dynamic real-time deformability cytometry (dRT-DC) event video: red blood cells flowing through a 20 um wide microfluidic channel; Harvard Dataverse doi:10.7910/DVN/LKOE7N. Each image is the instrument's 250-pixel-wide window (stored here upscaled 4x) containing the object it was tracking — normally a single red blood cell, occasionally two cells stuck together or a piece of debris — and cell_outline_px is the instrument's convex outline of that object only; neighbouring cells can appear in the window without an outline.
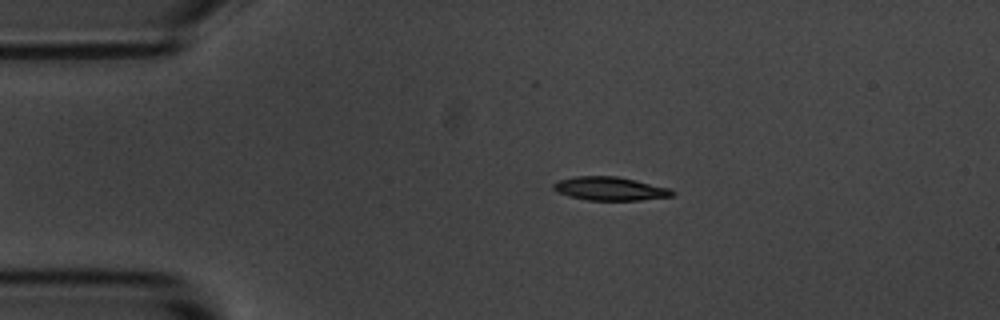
{"species": "common noctule bat (a hibernating species)", "species_latin": "Nyctalus noctula", "temperature_condition": "room temperature", "stored_images_in_passage": 45, "camera_frame_rate_fps": 3000, "um_per_image_px": 0.085, "animal": {"sex": "male", "body_mass_g": 20.1, "forearm_length_mm": 53.5}, "frame": {"image": 1, "passage_image": 1, "time_ms": 0.0, "image_size_px": [1000, 320], "cell_outline_px": [[676, 192], [672, 196], [640, 200], [588, 200], [568, 196], [556, 192], [552, 188], [552, 184], [556, 180], [576, 176], [616, 176], [636, 180], [668, 188]], "centroid_in_image_um": [51.79, 16.03], "position_along_channel_um": 33.2, "area_um2": 16.36}}
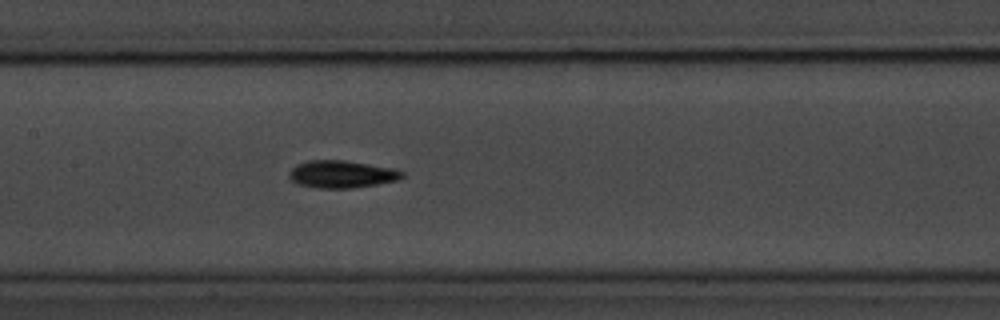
{"frame": {"image": 2, "passage_image": 16, "time_ms": 5.0, "image_size_px": [1000, 320], "cell_outline_px": [[404, 176], [396, 180], [376, 184], [352, 188], [316, 188], [300, 184], [292, 180], [288, 176], [288, 172], [296, 164], [308, 160], [344, 160], [392, 168], [404, 172]], "centroid_in_image_um": [29.01, 14.8], "position_along_channel_um": 178.4, "area_um2": 17.92}}
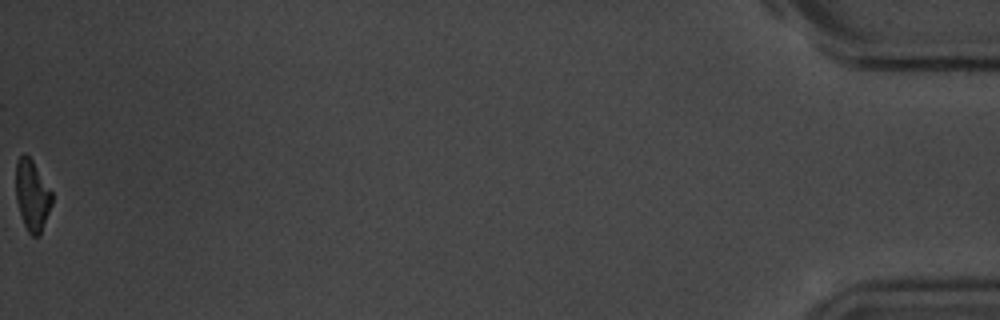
{"frame": {"image": 3, "passage_image": 45, "time_ms": 14.667, "image_size_px": [1000, 320], "cell_outline_px": [[52, 204], [40, 236], [32, 236], [28, 232], [24, 224], [16, 200], [16, 160], [20, 156], [28, 156], [32, 160], [52, 192]], "centroid_in_image_um": [2.74, 16.64], "position_along_channel_um": 432.5, "area_um2": 14.74}, "authors_computed_cell_mechanics": {"area_um2": 16.762, "velocity_mm_per_s": 3.6766, "shape_relaxation_time_tau1_ms": 2.5194, "shape_relaxation_time_tau2_ms": null, "deformation_change_tau1": 0.1584, "deformation_change_tau2": null}}